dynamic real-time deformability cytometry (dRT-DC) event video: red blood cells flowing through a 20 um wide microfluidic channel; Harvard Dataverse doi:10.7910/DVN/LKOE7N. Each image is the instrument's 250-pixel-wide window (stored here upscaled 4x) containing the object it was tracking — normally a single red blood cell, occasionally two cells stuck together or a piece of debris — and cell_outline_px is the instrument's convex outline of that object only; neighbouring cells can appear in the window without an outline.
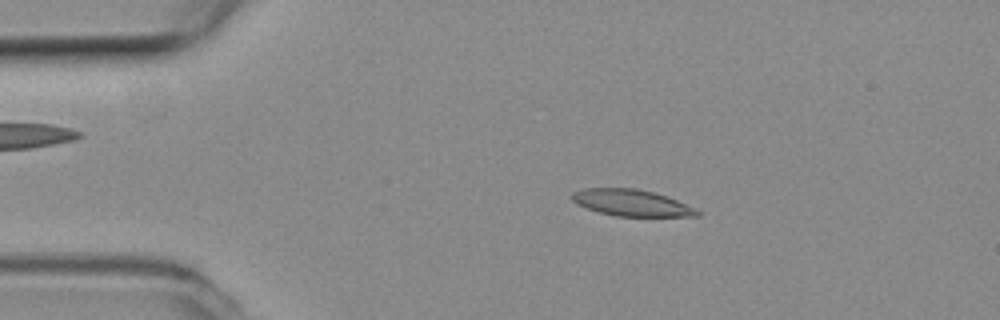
{"species": "common noctule bat (a hibernating species)", "species_latin": "Nyctalus noctula", "temperature_condition": "room temperature", "stored_images_in_passage": 9, "camera_frame_rate_fps": 3000, "um_per_image_px": 0.085, "animal": {"sex": "female", "body_mass_g": 19.3, "forearm_length_mm": 54.1}, "frame": {"image": 1, "passage_image": 2, "time_ms": 0.333, "image_size_px": [1000, 320], "cell_outline_px": [[700, 216], [616, 216], [600, 212], [576, 204], [568, 196], [572, 192], [584, 188], [636, 188], [652, 192], [676, 200], [696, 208], [700, 212]], "centroid_in_image_um": [53.63, 17.23], "position_along_channel_um": 31.4, "area_um2": 19.25}}
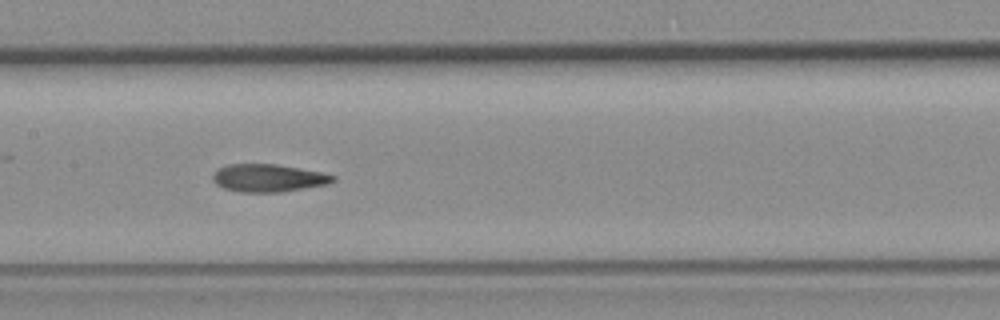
{"frame": {"image": 2, "passage_image": 6, "time_ms": 1.667, "image_size_px": [1000, 320], "cell_outline_px": [[336, 180], [328, 184], [280, 192], [240, 192], [224, 188], [216, 184], [212, 180], [212, 176], [216, 168], [228, 164], [276, 164], [324, 172], [336, 176]], "centroid_in_image_um": [22.8, 15.12], "position_along_channel_um": 184.6, "area_um2": 19.59}}
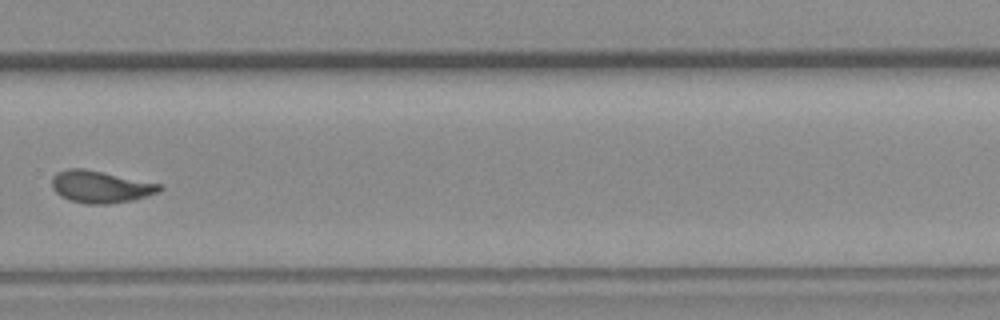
{"frame": {"image": 3, "passage_image": 9, "time_ms": 2.667, "image_size_px": [1000, 320], "cell_outline_px": [[164, 188], [160, 192], [132, 200], [108, 204], [84, 204], [68, 200], [60, 196], [52, 188], [52, 176], [56, 172], [68, 168], [84, 168], [160, 184]], "centroid_in_image_um": [8.51, 15.88], "position_along_channel_um": 321.3, "area_um2": 20.23}}